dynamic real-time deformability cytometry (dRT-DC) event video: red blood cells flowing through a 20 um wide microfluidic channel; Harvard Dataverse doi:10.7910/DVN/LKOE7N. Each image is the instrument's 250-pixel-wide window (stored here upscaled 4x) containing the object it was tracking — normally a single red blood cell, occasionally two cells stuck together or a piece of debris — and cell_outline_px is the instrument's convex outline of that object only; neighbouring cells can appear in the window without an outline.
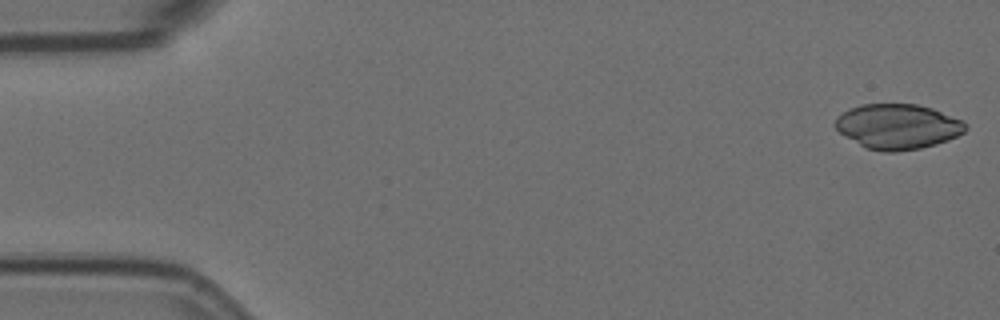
{"species": "Egyptian fruit bat (a non-hibernating species)", "species_latin": "Rousettus aegyptiacus", "temperature_condition": "room temperature", "stored_images_in_passage": 7, "camera_frame_rate_fps": 3000, "um_per_image_px": 0.085, "animal": {"sex": "female"}, "frame": {"image": 1, "passage_image": 1, "time_ms": 0.0, "image_size_px": [1000, 320], "cell_outline_px": [[968, 128], [964, 132], [948, 140], [936, 144], [920, 148], [896, 152], [884, 152], [868, 148], [844, 136], [836, 128], [836, 116], [848, 108], [860, 104], [916, 104], [932, 108], [964, 120], [968, 124]], "centroid_in_image_um": [76.33, 10.74], "position_along_channel_um": 8.7, "area_um2": 34.33}}
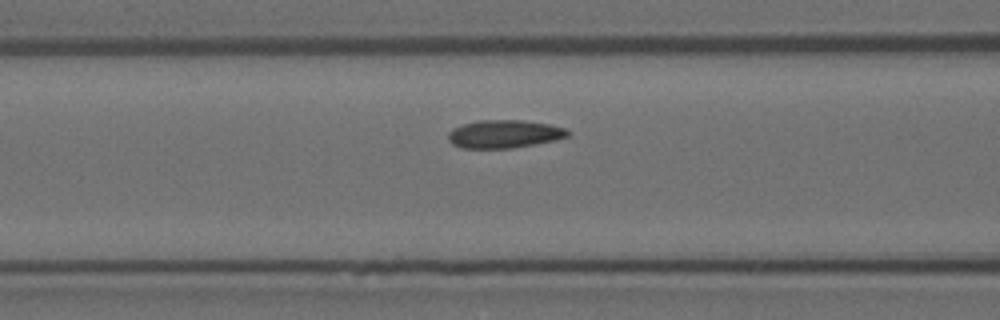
{"frame": {"image": 2, "passage_image": 7, "time_ms": 2.0, "image_size_px": [1000, 320], "cell_outline_px": [[568, 136], [556, 140], [512, 148], [460, 148], [452, 144], [448, 140], [448, 132], [452, 128], [476, 120], [520, 120], [548, 124], [564, 128], [568, 132]], "centroid_in_image_um": [42.8, 11.39], "position_along_channel_um": 123.8, "area_um2": 19.48}}